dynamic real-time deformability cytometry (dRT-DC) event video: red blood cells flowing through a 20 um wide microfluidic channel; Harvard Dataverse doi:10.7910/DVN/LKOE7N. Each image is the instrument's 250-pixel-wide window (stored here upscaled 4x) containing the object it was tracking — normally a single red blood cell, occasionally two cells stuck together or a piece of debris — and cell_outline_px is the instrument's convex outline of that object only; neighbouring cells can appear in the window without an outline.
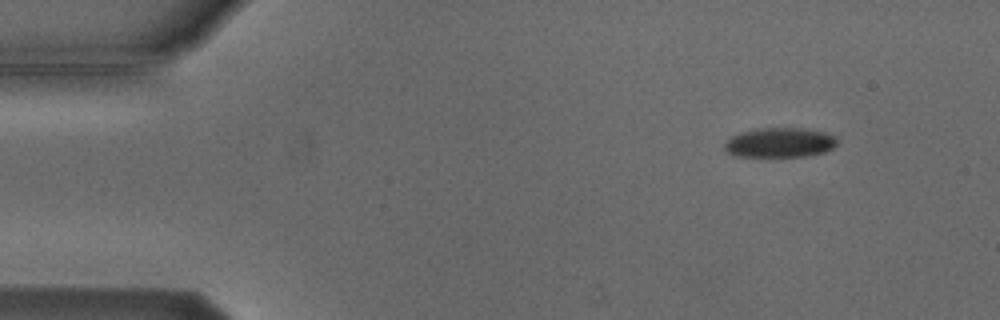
{"species": "Egyptian fruit bat (a non-hibernating species)", "species_latin": "Rousettus aegyptiacus", "temperature_condition": "cold", "stored_images_in_passage": 6, "segment_of_instrument_passage": [2, 2], "camera_frame_rate_fps": 3000, "um_per_image_px": 0.085, "animal": {"sex": "male"}, "frame": {"image": 1, "passage_image": 6, "time_ms": 6.667, "image_size_px": [1000, 320], "cell_outline_px": [[836, 144], [832, 148], [824, 152], [808, 156], [736, 156], [724, 152], [724, 144], [732, 136], [740, 132], [756, 128], [804, 128], [824, 132], [836, 136]], "centroid_in_image_um": [66.26, 12.11], "position_along_channel_um": 18.7, "area_um2": 19.54}}